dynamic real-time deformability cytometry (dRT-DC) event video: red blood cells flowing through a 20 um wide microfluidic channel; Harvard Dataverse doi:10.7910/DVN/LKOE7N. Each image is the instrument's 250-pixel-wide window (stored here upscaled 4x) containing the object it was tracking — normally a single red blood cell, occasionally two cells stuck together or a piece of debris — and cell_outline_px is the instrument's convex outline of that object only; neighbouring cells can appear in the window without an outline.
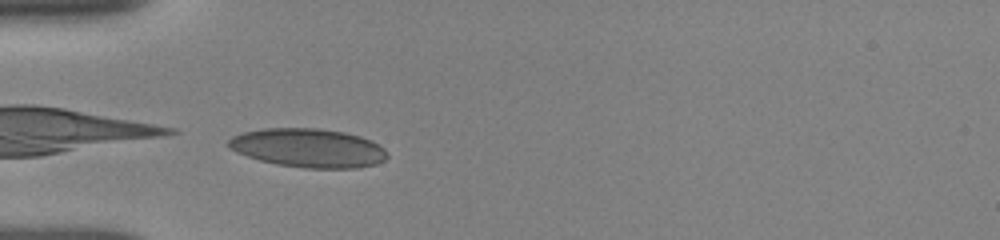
{"species": "human", "species_latin": "Homo sapiens", "temperature_condition": "room temperature", "stored_images_in_passage": 22, "camera_frame_rate_fps": 3000, "um_per_image_px": 0.085, "donor": {"sex": "female"}, "frame": {"image": 1, "passage_image": 1, "time_ms": 0.0, "image_size_px": [1000, 240], "cell_outline_px": [[388, 156], [384, 160], [376, 164], [356, 168], [304, 168], [276, 164], [260, 160], [236, 152], [228, 148], [224, 144], [232, 136], [244, 132], [264, 128], [316, 128], [344, 132], [360, 136], [372, 140], [384, 148], [388, 152]], "centroid_in_image_um": [26.19, 12.57], "position_along_channel_um": 58.8, "area_um2": 36.13}}
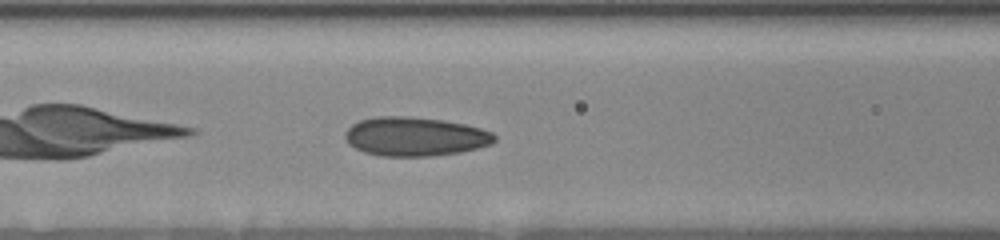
{"frame": {"image": 2, "passage_image": 13, "time_ms": 2.0, "image_size_px": [1000, 240], "cell_outline_px": [[496, 140], [492, 144], [460, 152], [432, 156], [380, 156], [364, 152], [348, 144], [344, 136], [344, 132], [352, 124], [360, 120], [376, 116], [408, 116], [444, 120], [464, 124], [480, 128], [492, 132], [496, 136]], "centroid_in_image_um": [35.26, 11.6], "position_along_channel_um": 131.3, "area_um2": 34.1}}
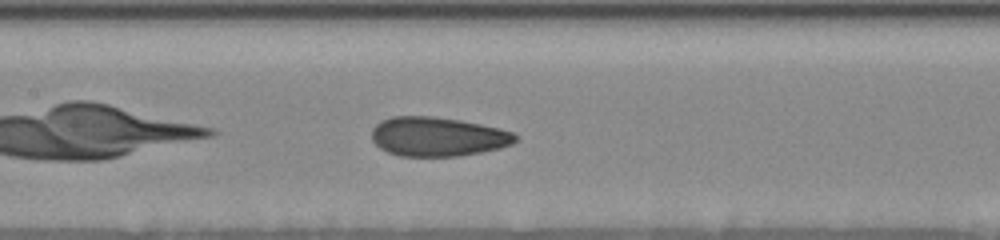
{"frame": {"image": 3, "passage_image": 19, "time_ms": 3.0, "image_size_px": [1000, 240], "cell_outline_px": [[516, 140], [512, 144], [500, 148], [480, 152], [456, 156], [400, 156], [388, 152], [380, 148], [372, 140], [372, 128], [380, 120], [392, 116], [432, 116], [460, 120], [480, 124], [512, 132], [516, 136]], "centroid_in_image_um": [37.15, 11.61], "position_along_channel_um": 170.2, "area_um2": 32.71}}